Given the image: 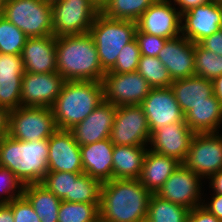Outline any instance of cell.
<instances>
[{
    "instance_id": "obj_1",
    "label": "cell",
    "mask_w": 222,
    "mask_h": 222,
    "mask_svg": "<svg viewBox=\"0 0 222 222\" xmlns=\"http://www.w3.org/2000/svg\"><path fill=\"white\" fill-rule=\"evenodd\" d=\"M151 195L138 179L106 181L100 190V218L105 222H146Z\"/></svg>"
},
{
    "instance_id": "obj_2",
    "label": "cell",
    "mask_w": 222,
    "mask_h": 222,
    "mask_svg": "<svg viewBox=\"0 0 222 222\" xmlns=\"http://www.w3.org/2000/svg\"><path fill=\"white\" fill-rule=\"evenodd\" d=\"M57 72L66 81H102L106 73L88 33L56 37Z\"/></svg>"
},
{
    "instance_id": "obj_3",
    "label": "cell",
    "mask_w": 222,
    "mask_h": 222,
    "mask_svg": "<svg viewBox=\"0 0 222 222\" xmlns=\"http://www.w3.org/2000/svg\"><path fill=\"white\" fill-rule=\"evenodd\" d=\"M48 139L19 141L9 135L0 140V166L23 185L41 183L48 172Z\"/></svg>"
},
{
    "instance_id": "obj_4",
    "label": "cell",
    "mask_w": 222,
    "mask_h": 222,
    "mask_svg": "<svg viewBox=\"0 0 222 222\" xmlns=\"http://www.w3.org/2000/svg\"><path fill=\"white\" fill-rule=\"evenodd\" d=\"M104 101L102 82L66 81L51 106L58 129L70 130Z\"/></svg>"
},
{
    "instance_id": "obj_5",
    "label": "cell",
    "mask_w": 222,
    "mask_h": 222,
    "mask_svg": "<svg viewBox=\"0 0 222 222\" xmlns=\"http://www.w3.org/2000/svg\"><path fill=\"white\" fill-rule=\"evenodd\" d=\"M137 22L108 18L101 12L96 16L89 34L96 45L99 62L107 72L116 63L121 49L135 38Z\"/></svg>"
},
{
    "instance_id": "obj_6",
    "label": "cell",
    "mask_w": 222,
    "mask_h": 222,
    "mask_svg": "<svg viewBox=\"0 0 222 222\" xmlns=\"http://www.w3.org/2000/svg\"><path fill=\"white\" fill-rule=\"evenodd\" d=\"M3 16L27 37L53 35L51 4L44 0H7Z\"/></svg>"
},
{
    "instance_id": "obj_7",
    "label": "cell",
    "mask_w": 222,
    "mask_h": 222,
    "mask_svg": "<svg viewBox=\"0 0 222 222\" xmlns=\"http://www.w3.org/2000/svg\"><path fill=\"white\" fill-rule=\"evenodd\" d=\"M57 129L51 107L20 106L9 113L8 135L16 140L49 139Z\"/></svg>"
},
{
    "instance_id": "obj_8",
    "label": "cell",
    "mask_w": 222,
    "mask_h": 222,
    "mask_svg": "<svg viewBox=\"0 0 222 222\" xmlns=\"http://www.w3.org/2000/svg\"><path fill=\"white\" fill-rule=\"evenodd\" d=\"M51 8L55 37L88 33L100 12L92 0H60Z\"/></svg>"
},
{
    "instance_id": "obj_9",
    "label": "cell",
    "mask_w": 222,
    "mask_h": 222,
    "mask_svg": "<svg viewBox=\"0 0 222 222\" xmlns=\"http://www.w3.org/2000/svg\"><path fill=\"white\" fill-rule=\"evenodd\" d=\"M216 133H195L182 164L209 179L222 169V136Z\"/></svg>"
},
{
    "instance_id": "obj_10",
    "label": "cell",
    "mask_w": 222,
    "mask_h": 222,
    "mask_svg": "<svg viewBox=\"0 0 222 222\" xmlns=\"http://www.w3.org/2000/svg\"><path fill=\"white\" fill-rule=\"evenodd\" d=\"M150 135L148 120L141 105L117 107L109 137L113 145L147 146Z\"/></svg>"
},
{
    "instance_id": "obj_11",
    "label": "cell",
    "mask_w": 222,
    "mask_h": 222,
    "mask_svg": "<svg viewBox=\"0 0 222 222\" xmlns=\"http://www.w3.org/2000/svg\"><path fill=\"white\" fill-rule=\"evenodd\" d=\"M101 82L104 100L116 107L141 105L152 89L137 71L129 73L107 71Z\"/></svg>"
},
{
    "instance_id": "obj_12",
    "label": "cell",
    "mask_w": 222,
    "mask_h": 222,
    "mask_svg": "<svg viewBox=\"0 0 222 222\" xmlns=\"http://www.w3.org/2000/svg\"><path fill=\"white\" fill-rule=\"evenodd\" d=\"M201 180L199 175L186 168L182 163L165 181L156 195L175 204L182 205L189 210L201 206L203 193L201 192ZM201 185V186H200Z\"/></svg>"
},
{
    "instance_id": "obj_13",
    "label": "cell",
    "mask_w": 222,
    "mask_h": 222,
    "mask_svg": "<svg viewBox=\"0 0 222 222\" xmlns=\"http://www.w3.org/2000/svg\"><path fill=\"white\" fill-rule=\"evenodd\" d=\"M171 2V0H156L140 16L137 28L141 32L161 36L168 40L179 37L182 15Z\"/></svg>"
},
{
    "instance_id": "obj_14",
    "label": "cell",
    "mask_w": 222,
    "mask_h": 222,
    "mask_svg": "<svg viewBox=\"0 0 222 222\" xmlns=\"http://www.w3.org/2000/svg\"><path fill=\"white\" fill-rule=\"evenodd\" d=\"M66 80L58 73H30L22 76L21 106L51 107Z\"/></svg>"
},
{
    "instance_id": "obj_15",
    "label": "cell",
    "mask_w": 222,
    "mask_h": 222,
    "mask_svg": "<svg viewBox=\"0 0 222 222\" xmlns=\"http://www.w3.org/2000/svg\"><path fill=\"white\" fill-rule=\"evenodd\" d=\"M141 107L147 117L150 131L171 123H186L185 115L170 87L152 88Z\"/></svg>"
},
{
    "instance_id": "obj_16",
    "label": "cell",
    "mask_w": 222,
    "mask_h": 222,
    "mask_svg": "<svg viewBox=\"0 0 222 222\" xmlns=\"http://www.w3.org/2000/svg\"><path fill=\"white\" fill-rule=\"evenodd\" d=\"M221 19L222 3L209 1L182 14L181 35L197 44L221 29Z\"/></svg>"
},
{
    "instance_id": "obj_17",
    "label": "cell",
    "mask_w": 222,
    "mask_h": 222,
    "mask_svg": "<svg viewBox=\"0 0 222 222\" xmlns=\"http://www.w3.org/2000/svg\"><path fill=\"white\" fill-rule=\"evenodd\" d=\"M194 135L187 123L164 125L151 131L148 149L160 155L173 157L182 163Z\"/></svg>"
},
{
    "instance_id": "obj_18",
    "label": "cell",
    "mask_w": 222,
    "mask_h": 222,
    "mask_svg": "<svg viewBox=\"0 0 222 222\" xmlns=\"http://www.w3.org/2000/svg\"><path fill=\"white\" fill-rule=\"evenodd\" d=\"M48 145V171L84 173L80 146L70 130L57 129Z\"/></svg>"
},
{
    "instance_id": "obj_19",
    "label": "cell",
    "mask_w": 222,
    "mask_h": 222,
    "mask_svg": "<svg viewBox=\"0 0 222 222\" xmlns=\"http://www.w3.org/2000/svg\"><path fill=\"white\" fill-rule=\"evenodd\" d=\"M157 57L172 80L195 76V44L183 35L167 40Z\"/></svg>"
},
{
    "instance_id": "obj_20",
    "label": "cell",
    "mask_w": 222,
    "mask_h": 222,
    "mask_svg": "<svg viewBox=\"0 0 222 222\" xmlns=\"http://www.w3.org/2000/svg\"><path fill=\"white\" fill-rule=\"evenodd\" d=\"M116 112L117 107L104 100L87 118L71 128L79 146L109 138Z\"/></svg>"
},
{
    "instance_id": "obj_21",
    "label": "cell",
    "mask_w": 222,
    "mask_h": 222,
    "mask_svg": "<svg viewBox=\"0 0 222 222\" xmlns=\"http://www.w3.org/2000/svg\"><path fill=\"white\" fill-rule=\"evenodd\" d=\"M24 71L30 73L57 72L56 37H28L21 52Z\"/></svg>"
},
{
    "instance_id": "obj_22",
    "label": "cell",
    "mask_w": 222,
    "mask_h": 222,
    "mask_svg": "<svg viewBox=\"0 0 222 222\" xmlns=\"http://www.w3.org/2000/svg\"><path fill=\"white\" fill-rule=\"evenodd\" d=\"M113 148L109 138L80 146L84 173L101 183L112 180Z\"/></svg>"
},
{
    "instance_id": "obj_23",
    "label": "cell",
    "mask_w": 222,
    "mask_h": 222,
    "mask_svg": "<svg viewBox=\"0 0 222 222\" xmlns=\"http://www.w3.org/2000/svg\"><path fill=\"white\" fill-rule=\"evenodd\" d=\"M181 164L177 159L147 150L139 181L152 194H156L165 181Z\"/></svg>"
},
{
    "instance_id": "obj_24",
    "label": "cell",
    "mask_w": 222,
    "mask_h": 222,
    "mask_svg": "<svg viewBox=\"0 0 222 222\" xmlns=\"http://www.w3.org/2000/svg\"><path fill=\"white\" fill-rule=\"evenodd\" d=\"M170 88L184 115L214 94L212 81L198 76L173 80Z\"/></svg>"
},
{
    "instance_id": "obj_25",
    "label": "cell",
    "mask_w": 222,
    "mask_h": 222,
    "mask_svg": "<svg viewBox=\"0 0 222 222\" xmlns=\"http://www.w3.org/2000/svg\"><path fill=\"white\" fill-rule=\"evenodd\" d=\"M185 122L194 133H216L222 123V105L214 96L195 105L185 114Z\"/></svg>"
},
{
    "instance_id": "obj_26",
    "label": "cell",
    "mask_w": 222,
    "mask_h": 222,
    "mask_svg": "<svg viewBox=\"0 0 222 222\" xmlns=\"http://www.w3.org/2000/svg\"><path fill=\"white\" fill-rule=\"evenodd\" d=\"M147 150V146L114 145L113 179H139Z\"/></svg>"
},
{
    "instance_id": "obj_27",
    "label": "cell",
    "mask_w": 222,
    "mask_h": 222,
    "mask_svg": "<svg viewBox=\"0 0 222 222\" xmlns=\"http://www.w3.org/2000/svg\"><path fill=\"white\" fill-rule=\"evenodd\" d=\"M23 196L32 205L41 222H57L61 199L41 183L24 186Z\"/></svg>"
},
{
    "instance_id": "obj_28",
    "label": "cell",
    "mask_w": 222,
    "mask_h": 222,
    "mask_svg": "<svg viewBox=\"0 0 222 222\" xmlns=\"http://www.w3.org/2000/svg\"><path fill=\"white\" fill-rule=\"evenodd\" d=\"M190 210L152 194L146 222H186Z\"/></svg>"
},
{
    "instance_id": "obj_29",
    "label": "cell",
    "mask_w": 222,
    "mask_h": 222,
    "mask_svg": "<svg viewBox=\"0 0 222 222\" xmlns=\"http://www.w3.org/2000/svg\"><path fill=\"white\" fill-rule=\"evenodd\" d=\"M156 0H110L100 12L108 18L137 22Z\"/></svg>"
},
{
    "instance_id": "obj_30",
    "label": "cell",
    "mask_w": 222,
    "mask_h": 222,
    "mask_svg": "<svg viewBox=\"0 0 222 222\" xmlns=\"http://www.w3.org/2000/svg\"><path fill=\"white\" fill-rule=\"evenodd\" d=\"M99 205L62 200L57 222H94L100 218Z\"/></svg>"
},
{
    "instance_id": "obj_31",
    "label": "cell",
    "mask_w": 222,
    "mask_h": 222,
    "mask_svg": "<svg viewBox=\"0 0 222 222\" xmlns=\"http://www.w3.org/2000/svg\"><path fill=\"white\" fill-rule=\"evenodd\" d=\"M137 72L152 88L170 87L173 81L158 57L141 56Z\"/></svg>"
},
{
    "instance_id": "obj_32",
    "label": "cell",
    "mask_w": 222,
    "mask_h": 222,
    "mask_svg": "<svg viewBox=\"0 0 222 222\" xmlns=\"http://www.w3.org/2000/svg\"><path fill=\"white\" fill-rule=\"evenodd\" d=\"M27 38L17 26L0 16V53L20 55Z\"/></svg>"
},
{
    "instance_id": "obj_33",
    "label": "cell",
    "mask_w": 222,
    "mask_h": 222,
    "mask_svg": "<svg viewBox=\"0 0 222 222\" xmlns=\"http://www.w3.org/2000/svg\"><path fill=\"white\" fill-rule=\"evenodd\" d=\"M101 185L99 180L85 173L72 179L71 202L100 204Z\"/></svg>"
},
{
    "instance_id": "obj_34",
    "label": "cell",
    "mask_w": 222,
    "mask_h": 222,
    "mask_svg": "<svg viewBox=\"0 0 222 222\" xmlns=\"http://www.w3.org/2000/svg\"><path fill=\"white\" fill-rule=\"evenodd\" d=\"M222 75V56L195 44V76L213 80Z\"/></svg>"
},
{
    "instance_id": "obj_35",
    "label": "cell",
    "mask_w": 222,
    "mask_h": 222,
    "mask_svg": "<svg viewBox=\"0 0 222 222\" xmlns=\"http://www.w3.org/2000/svg\"><path fill=\"white\" fill-rule=\"evenodd\" d=\"M81 174L83 173L48 171L41 184L61 200L71 202L72 179H77Z\"/></svg>"
},
{
    "instance_id": "obj_36",
    "label": "cell",
    "mask_w": 222,
    "mask_h": 222,
    "mask_svg": "<svg viewBox=\"0 0 222 222\" xmlns=\"http://www.w3.org/2000/svg\"><path fill=\"white\" fill-rule=\"evenodd\" d=\"M22 76L0 74V106L9 111L21 106Z\"/></svg>"
},
{
    "instance_id": "obj_37",
    "label": "cell",
    "mask_w": 222,
    "mask_h": 222,
    "mask_svg": "<svg viewBox=\"0 0 222 222\" xmlns=\"http://www.w3.org/2000/svg\"><path fill=\"white\" fill-rule=\"evenodd\" d=\"M141 57L136 39L126 44L119 53L115 65L109 72L129 73L136 72Z\"/></svg>"
},
{
    "instance_id": "obj_38",
    "label": "cell",
    "mask_w": 222,
    "mask_h": 222,
    "mask_svg": "<svg viewBox=\"0 0 222 222\" xmlns=\"http://www.w3.org/2000/svg\"><path fill=\"white\" fill-rule=\"evenodd\" d=\"M24 185L10 170L0 166V203H10L23 196ZM11 193V194H10ZM4 196H3V195Z\"/></svg>"
},
{
    "instance_id": "obj_39",
    "label": "cell",
    "mask_w": 222,
    "mask_h": 222,
    "mask_svg": "<svg viewBox=\"0 0 222 222\" xmlns=\"http://www.w3.org/2000/svg\"><path fill=\"white\" fill-rule=\"evenodd\" d=\"M135 39L138 43L141 56L149 57H157L168 40L161 36L141 32L138 28L135 31Z\"/></svg>"
},
{
    "instance_id": "obj_40",
    "label": "cell",
    "mask_w": 222,
    "mask_h": 222,
    "mask_svg": "<svg viewBox=\"0 0 222 222\" xmlns=\"http://www.w3.org/2000/svg\"><path fill=\"white\" fill-rule=\"evenodd\" d=\"M7 204L12 208L14 222H41L32 205L24 196Z\"/></svg>"
},
{
    "instance_id": "obj_41",
    "label": "cell",
    "mask_w": 222,
    "mask_h": 222,
    "mask_svg": "<svg viewBox=\"0 0 222 222\" xmlns=\"http://www.w3.org/2000/svg\"><path fill=\"white\" fill-rule=\"evenodd\" d=\"M21 55L0 53V74L24 75Z\"/></svg>"
},
{
    "instance_id": "obj_42",
    "label": "cell",
    "mask_w": 222,
    "mask_h": 222,
    "mask_svg": "<svg viewBox=\"0 0 222 222\" xmlns=\"http://www.w3.org/2000/svg\"><path fill=\"white\" fill-rule=\"evenodd\" d=\"M186 222H222L205 207L198 206L190 210Z\"/></svg>"
},
{
    "instance_id": "obj_43",
    "label": "cell",
    "mask_w": 222,
    "mask_h": 222,
    "mask_svg": "<svg viewBox=\"0 0 222 222\" xmlns=\"http://www.w3.org/2000/svg\"><path fill=\"white\" fill-rule=\"evenodd\" d=\"M199 44L206 50L222 56V29L201 40Z\"/></svg>"
},
{
    "instance_id": "obj_44",
    "label": "cell",
    "mask_w": 222,
    "mask_h": 222,
    "mask_svg": "<svg viewBox=\"0 0 222 222\" xmlns=\"http://www.w3.org/2000/svg\"><path fill=\"white\" fill-rule=\"evenodd\" d=\"M213 197L210 202L207 204L205 200L202 203V206L205 207L210 213L216 216L219 220L222 221V195L213 193ZM204 204V205H203Z\"/></svg>"
},
{
    "instance_id": "obj_45",
    "label": "cell",
    "mask_w": 222,
    "mask_h": 222,
    "mask_svg": "<svg viewBox=\"0 0 222 222\" xmlns=\"http://www.w3.org/2000/svg\"><path fill=\"white\" fill-rule=\"evenodd\" d=\"M174 2V5H178V10L180 14H184L185 12H188L190 9L195 8L199 5L208 3L211 0H172Z\"/></svg>"
},
{
    "instance_id": "obj_46",
    "label": "cell",
    "mask_w": 222,
    "mask_h": 222,
    "mask_svg": "<svg viewBox=\"0 0 222 222\" xmlns=\"http://www.w3.org/2000/svg\"><path fill=\"white\" fill-rule=\"evenodd\" d=\"M9 113L7 108L0 106V140L8 135Z\"/></svg>"
},
{
    "instance_id": "obj_47",
    "label": "cell",
    "mask_w": 222,
    "mask_h": 222,
    "mask_svg": "<svg viewBox=\"0 0 222 222\" xmlns=\"http://www.w3.org/2000/svg\"><path fill=\"white\" fill-rule=\"evenodd\" d=\"M210 187L214 193L222 195V169L209 178Z\"/></svg>"
},
{
    "instance_id": "obj_48",
    "label": "cell",
    "mask_w": 222,
    "mask_h": 222,
    "mask_svg": "<svg viewBox=\"0 0 222 222\" xmlns=\"http://www.w3.org/2000/svg\"><path fill=\"white\" fill-rule=\"evenodd\" d=\"M0 222H14L12 208L7 203H0Z\"/></svg>"
},
{
    "instance_id": "obj_49",
    "label": "cell",
    "mask_w": 222,
    "mask_h": 222,
    "mask_svg": "<svg viewBox=\"0 0 222 222\" xmlns=\"http://www.w3.org/2000/svg\"><path fill=\"white\" fill-rule=\"evenodd\" d=\"M214 96L222 105V75L212 80Z\"/></svg>"
},
{
    "instance_id": "obj_50",
    "label": "cell",
    "mask_w": 222,
    "mask_h": 222,
    "mask_svg": "<svg viewBox=\"0 0 222 222\" xmlns=\"http://www.w3.org/2000/svg\"><path fill=\"white\" fill-rule=\"evenodd\" d=\"M92 1L101 10L110 0H92Z\"/></svg>"
},
{
    "instance_id": "obj_51",
    "label": "cell",
    "mask_w": 222,
    "mask_h": 222,
    "mask_svg": "<svg viewBox=\"0 0 222 222\" xmlns=\"http://www.w3.org/2000/svg\"><path fill=\"white\" fill-rule=\"evenodd\" d=\"M7 0H0V16L3 15Z\"/></svg>"
},
{
    "instance_id": "obj_52",
    "label": "cell",
    "mask_w": 222,
    "mask_h": 222,
    "mask_svg": "<svg viewBox=\"0 0 222 222\" xmlns=\"http://www.w3.org/2000/svg\"><path fill=\"white\" fill-rule=\"evenodd\" d=\"M46 3H49V4H53V3H55V2H58V1H60V0H44Z\"/></svg>"
},
{
    "instance_id": "obj_53",
    "label": "cell",
    "mask_w": 222,
    "mask_h": 222,
    "mask_svg": "<svg viewBox=\"0 0 222 222\" xmlns=\"http://www.w3.org/2000/svg\"><path fill=\"white\" fill-rule=\"evenodd\" d=\"M94 222H105L103 219H101V218H98L96 221H94Z\"/></svg>"
}]
</instances>
